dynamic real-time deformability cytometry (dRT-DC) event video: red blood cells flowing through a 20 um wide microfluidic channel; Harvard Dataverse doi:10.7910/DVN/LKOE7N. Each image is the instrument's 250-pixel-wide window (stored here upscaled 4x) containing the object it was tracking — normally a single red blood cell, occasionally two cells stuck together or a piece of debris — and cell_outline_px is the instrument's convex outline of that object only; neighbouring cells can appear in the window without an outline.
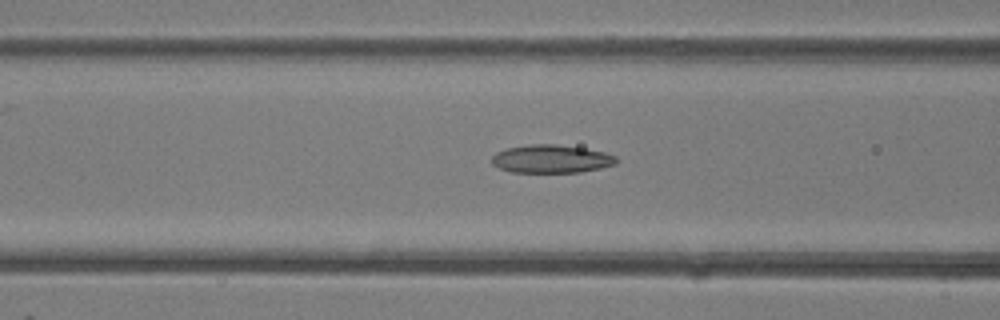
{"species": "common noctule bat (a hibernating species)", "species_latin": "Nyctalus noctula", "temperature_condition": "room temperature", "stored_images_in_passage": 26, "camera_frame_rate_fps": 3000, "um_per_image_px": 0.085, "animal": {"sex": "female"}, "frame": {"image": 1, "passage_image": 9, "time_ms": 2.667, "image_size_px": [1000, 320], "cell_outline_px": [[616, 164], [600, 168], [580, 172], [512, 172], [500, 168], [492, 164], [492, 156], [496, 152], [508, 148], [532, 144], [556, 144], [584, 148], [604, 152], [616, 156]], "centroid_in_image_um": [46.86, 13.5], "position_along_channel_um": 119.7, "area_um2": 20.29}}
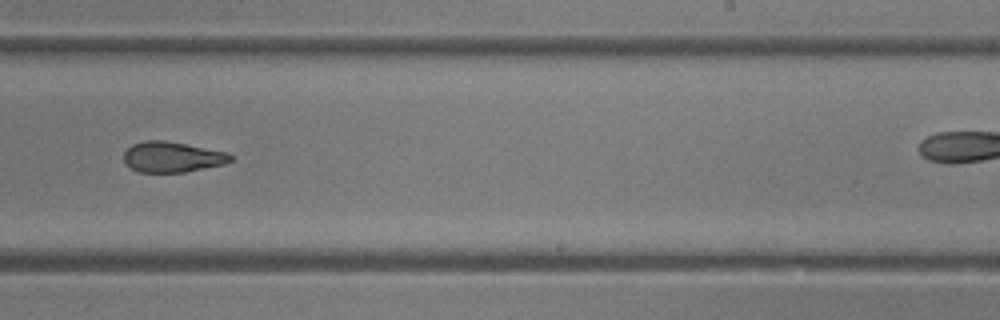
{"frame": {"image": 2, "passage_image": 18, "time_ms": 5.667, "image_size_px": [1000, 320], "cell_outline_px": [[232, 160], [224, 164], [184, 172], [136, 172], [124, 160], [124, 152], [132, 144], [144, 140], [164, 140], [228, 152], [232, 156]], "centroid_in_image_um": [14.63, 13.34], "position_along_channel_um": 274.4, "area_um2": 18.9}}
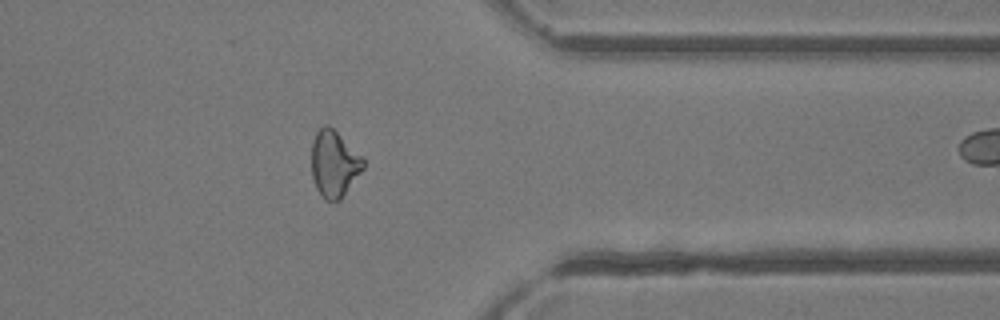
{"frame": {"image": 3, "passage_image": 25, "time_ms": 8.0, "image_size_px": [1000, 320], "cell_outline_px": [[364, 168], [340, 200], [324, 200], [316, 188], [312, 176], [312, 140], [316, 132], [324, 124], [328, 124], [364, 156]], "centroid_in_image_um": [28.41, 13.9], "position_along_channel_um": 383.0, "area_um2": 20.17}}